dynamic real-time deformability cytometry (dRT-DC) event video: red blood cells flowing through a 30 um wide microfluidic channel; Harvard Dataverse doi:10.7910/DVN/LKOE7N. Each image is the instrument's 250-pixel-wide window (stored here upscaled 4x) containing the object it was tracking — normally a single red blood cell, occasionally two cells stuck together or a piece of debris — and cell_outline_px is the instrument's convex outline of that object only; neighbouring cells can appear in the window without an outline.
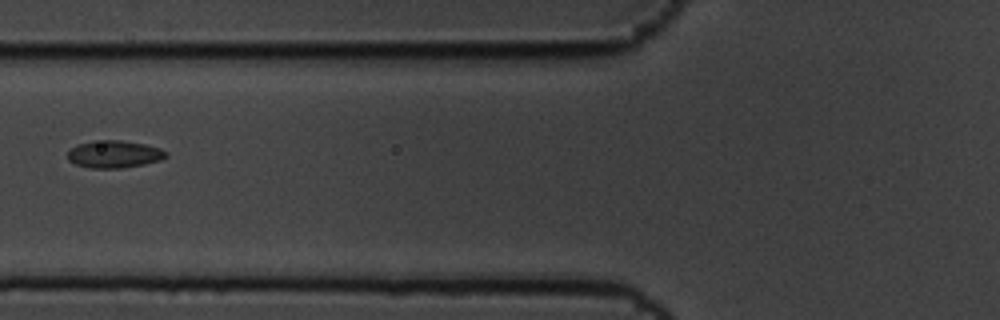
{"species": "common noctule bat (a hibernating species)", "species_latin": "Nyctalus noctula", "temperature_condition": "cold", "stored_images_in_passage": 3, "camera_frame_rate_fps": 3000, "um_per_image_px": 0.085, "animal": {"sex": "male", "body_mass_g": 19.5, "forearm_length_mm": 54.6}, "frame": {"image": 1, "passage_image": 3, "time_ms": 0.667, "image_size_px": [1000, 320], "cell_outline_px": [[168, 156], [160, 160], [144, 164], [120, 168], [88, 168], [76, 164], [68, 160], [68, 152], [76, 144], [92, 140], [120, 140], [144, 144], [160, 148], [168, 152]], "centroid_in_image_um": [9.7, 13.1], "position_along_channel_um": 116.1, "area_um2": 15.78}}